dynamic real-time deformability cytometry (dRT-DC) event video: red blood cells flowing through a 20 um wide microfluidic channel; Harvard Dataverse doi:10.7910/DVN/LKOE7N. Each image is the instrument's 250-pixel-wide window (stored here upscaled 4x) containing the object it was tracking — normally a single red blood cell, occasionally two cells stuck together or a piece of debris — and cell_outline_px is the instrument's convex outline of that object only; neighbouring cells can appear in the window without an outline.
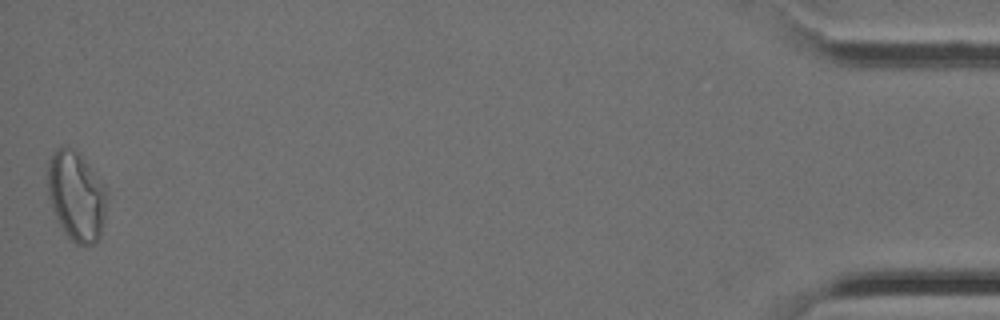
{"species": "Egyptian fruit bat (a non-hibernating species)", "species_latin": "Rousettus aegyptiacus", "temperature_condition": "cold", "stored_images_in_passage": 31, "camera_frame_rate_fps": 3000, "um_per_image_px": 0.085, "animal": {"sex": "female"}, "frame": {"image": 1, "passage_image": 31, "time_ms": 10.0, "image_size_px": [1000, 320], "cell_outline_px": [[108, 196], [104, 220], [100, 236], [92, 244], [76, 244], [68, 236], [60, 224], [52, 208], [48, 196], [48, 160], [56, 148], [68, 148], [80, 152], [104, 184], [108, 192]], "centroid_in_image_um": [6.51, 16.63], "position_along_channel_um": 428.7, "area_um2": 30.87}}